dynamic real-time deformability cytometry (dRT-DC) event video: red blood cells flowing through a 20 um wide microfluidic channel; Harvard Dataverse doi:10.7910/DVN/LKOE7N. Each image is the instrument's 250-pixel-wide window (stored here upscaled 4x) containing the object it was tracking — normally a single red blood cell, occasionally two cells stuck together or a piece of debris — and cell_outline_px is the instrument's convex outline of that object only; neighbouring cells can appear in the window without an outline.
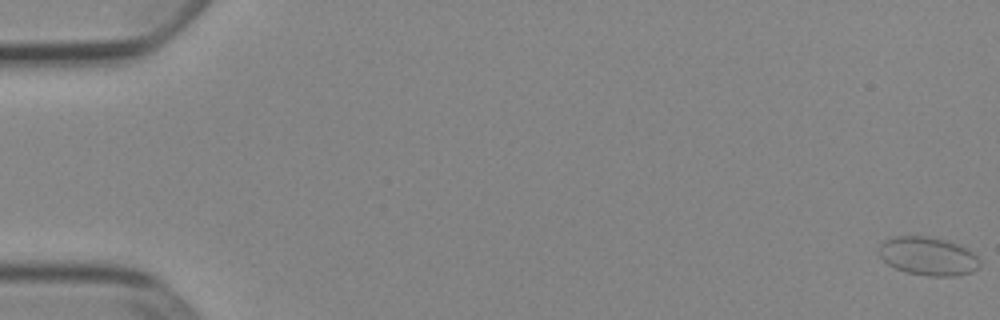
{"species": "Egyptian fruit bat (a non-hibernating species)", "species_latin": "Rousettus aegyptiacus", "temperature_condition": "cold", "stored_images_in_passage": 53, "camera_frame_rate_fps": 3000, "um_per_image_px": 0.085, "animal": {"sex": "female"}, "frame": {"image": 1, "passage_image": 1, "time_ms": 0.0, "image_size_px": [1000, 320], "cell_outline_px": [[980, 264], [972, 272], [952, 276], [928, 276], [904, 272], [888, 264], [880, 256], [880, 244], [884, 240], [896, 236], [928, 236], [944, 240], [968, 248], [980, 260]], "centroid_in_image_um": [78.88, 21.78], "position_along_channel_um": 6.1, "area_um2": 22.43}}
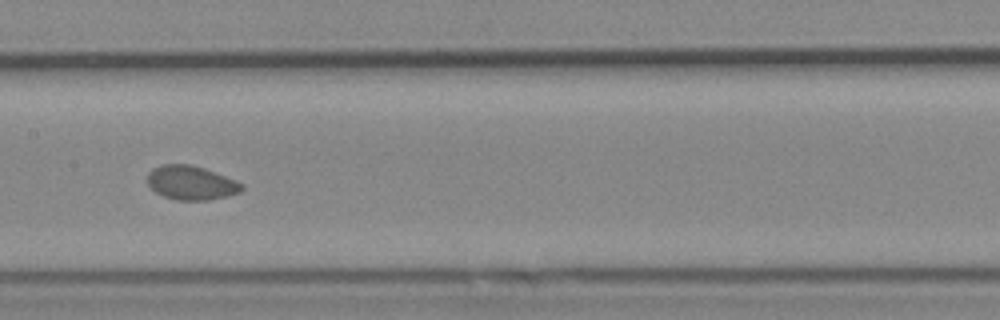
{"frame": {"image": 2, "passage_image": 28, "time_ms": 9.0, "image_size_px": [1000, 320], "cell_outline_px": [[244, 188], [240, 192], [228, 196], [208, 200], [176, 200], [164, 196], [156, 192], [148, 184], [148, 172], [152, 168], [160, 164], [192, 164], [204, 168], [236, 180], [244, 184]], "centroid_in_image_um": [16.26, 15.53], "position_along_channel_um": 191.1, "area_um2": 18.84}}
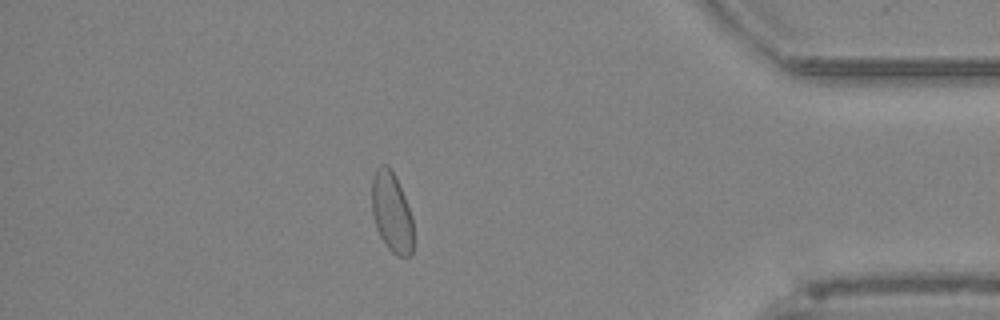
{"frame": {"image": 3, "passage_image": 47, "time_ms": 15.333, "image_size_px": [1000, 320], "cell_outline_px": [[412, 252], [408, 256], [396, 256], [388, 248], [380, 236], [376, 228], [372, 212], [372, 176], [376, 168], [380, 164], [388, 164], [396, 176], [412, 216]], "centroid_in_image_um": [33.27, 18.0], "position_along_channel_um": 401.9, "area_um2": 19.42}, "authors_computed_cell_mechanics": {"area_um2": 19.8254, "velocity_mm_per_s": 3.8782, "shape_relaxation_time_tau1_ms": null, "shape_relaxation_time_tau2_ms": 7.4314, "deformation_change_tau1": null, "deformation_change_tau2": 0.0952}}